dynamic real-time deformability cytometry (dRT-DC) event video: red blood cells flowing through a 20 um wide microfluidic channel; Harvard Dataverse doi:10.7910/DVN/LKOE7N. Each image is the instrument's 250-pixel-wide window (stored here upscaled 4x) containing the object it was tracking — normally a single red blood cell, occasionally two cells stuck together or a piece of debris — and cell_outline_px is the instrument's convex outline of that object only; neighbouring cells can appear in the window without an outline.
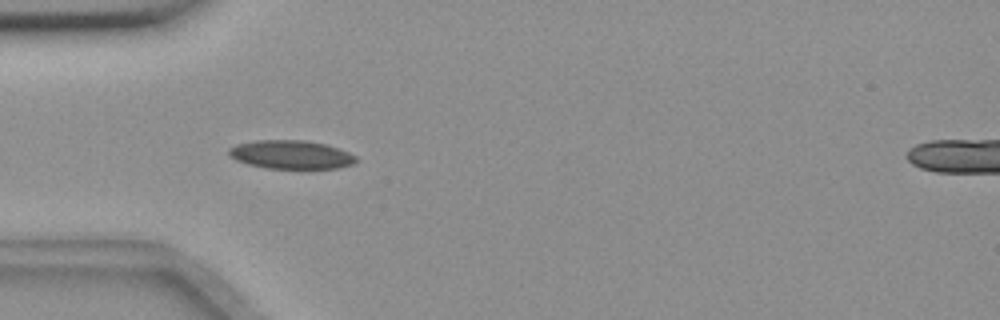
{"species": "common noctule bat (a hibernating species)", "species_latin": "Nyctalus noctula", "temperature_condition": "room temperature", "stored_images_in_passage": 50, "camera_frame_rate_fps": 3000, "um_per_image_px": 0.085, "animal": {"sex": "female", "body_mass_g": 18.4}, "frame": {"image": 1, "passage_image": 11, "time_ms": 3.333, "image_size_px": [1000, 320], "cell_outline_px": [[356, 160], [352, 164], [336, 168], [264, 168], [248, 164], [236, 160], [228, 152], [228, 148], [236, 144], [256, 140], [304, 140], [328, 144], [348, 152], [356, 156]], "centroid_in_image_um": [24.72, 13.13], "position_along_channel_um": 60.3, "area_um2": 21.1}}
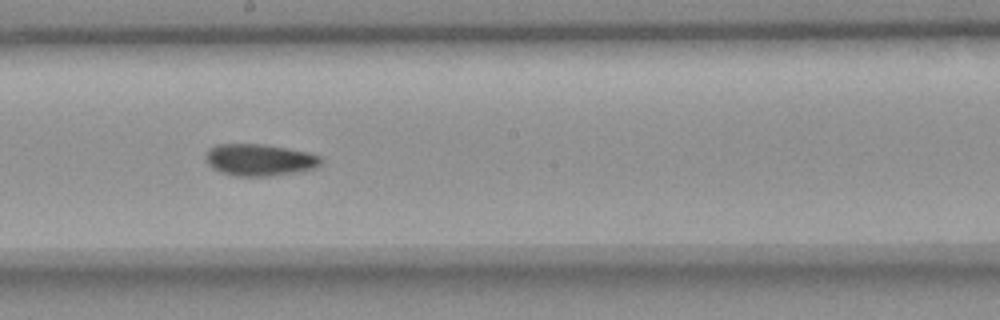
{"frame": {"image": 2, "passage_image": 25, "time_ms": 8.0, "image_size_px": [1000, 320], "cell_outline_px": [[324, 160], [320, 164], [312, 168], [296, 172], [268, 176], [236, 176], [220, 172], [208, 164], [204, 156], [208, 148], [216, 144], [264, 144], [288, 148], [308, 152], [320, 156]], "centroid_in_image_um": [22.03, 13.58], "position_along_channel_um": 226.2, "area_um2": 21.44}}
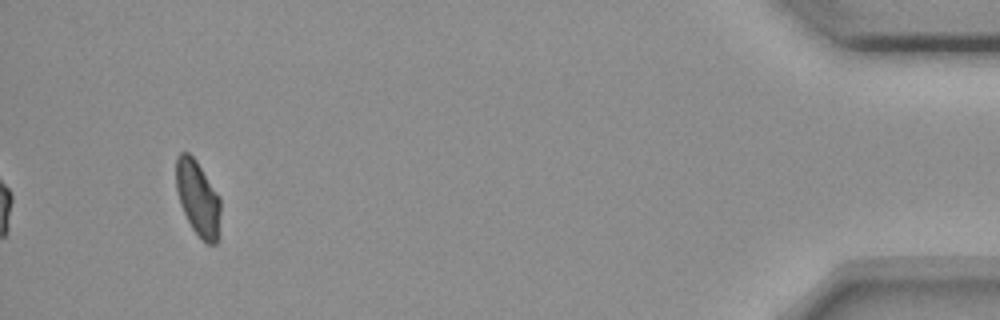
{"frame": {"image": 3, "passage_image": 47, "time_ms": 15.333, "image_size_px": [1000, 320], "cell_outline_px": [[220, 212], [216, 244], [208, 244], [192, 228], [180, 204], [176, 188], [176, 156], [180, 152], [188, 152], [196, 160], [220, 196]], "centroid_in_image_um": [16.81, 16.8], "position_along_channel_um": 418.4, "area_um2": 19.25}, "authors_computed_cell_mechanics": {"area_um2": 20.7213, "velocity_mm_per_s": 3.6226, "shape_relaxation_time_tau1_ms": null, "shape_relaxation_time_tau2_ms": 3.8202, "deformation_change_tau1": null, "deformation_change_tau2": 0.065}}